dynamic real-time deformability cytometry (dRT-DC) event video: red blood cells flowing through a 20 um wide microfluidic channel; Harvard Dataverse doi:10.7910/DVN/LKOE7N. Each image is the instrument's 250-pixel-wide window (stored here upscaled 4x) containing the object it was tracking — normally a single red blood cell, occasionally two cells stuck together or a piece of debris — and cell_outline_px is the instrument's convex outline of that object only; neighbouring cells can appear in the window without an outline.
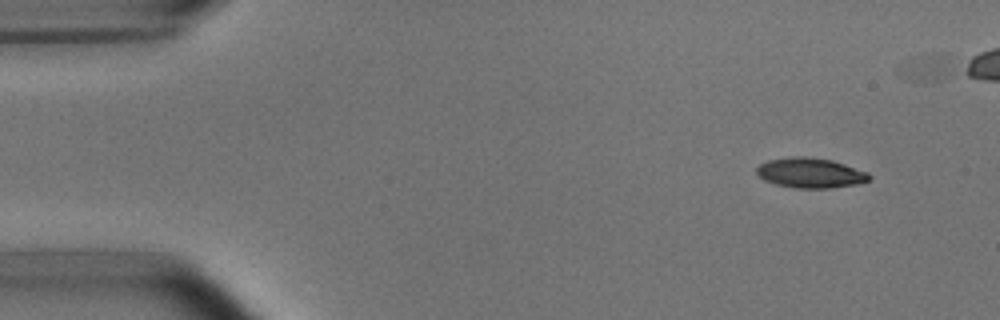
{"species": "common noctule bat (a hibernating species)", "species_latin": "Nyctalus noctula", "temperature_condition": "room temperature", "stored_images_in_passage": 12, "camera_frame_rate_fps": 3000, "um_per_image_px": 0.085, "animal": {"sex": "male", "body_mass_g": 15.6}, "frame": {"image": 1, "passage_image": 1, "time_ms": 0.0, "image_size_px": [1000, 320], "cell_outline_px": [[872, 180], [856, 184], [832, 188], [796, 188], [776, 184], [764, 180], [756, 172], [756, 168], [760, 164], [768, 160], [792, 156], [804, 156], [832, 160], [868, 172], [872, 176]], "centroid_in_image_um": [68.91, 14.7], "position_along_channel_um": 16.1, "area_um2": 19.77}}